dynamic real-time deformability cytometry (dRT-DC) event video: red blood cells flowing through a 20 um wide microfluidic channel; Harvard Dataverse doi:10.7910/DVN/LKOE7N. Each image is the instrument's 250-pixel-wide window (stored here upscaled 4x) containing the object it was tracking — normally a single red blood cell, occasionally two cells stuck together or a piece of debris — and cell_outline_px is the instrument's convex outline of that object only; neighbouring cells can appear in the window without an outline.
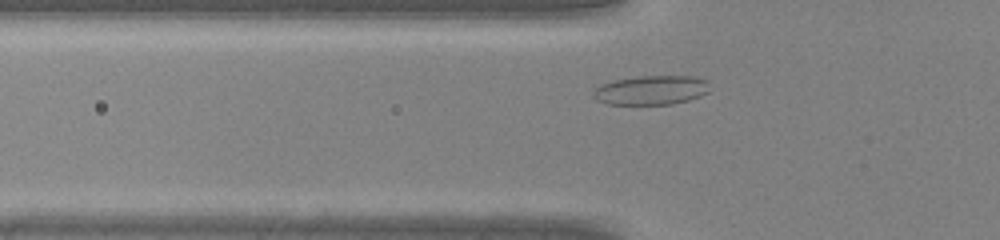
{"species": "common noctule bat (a hibernating species)", "species_latin": "Nyctalus noctula", "temperature_condition": "warm", "stored_images_in_passage": 30, "camera_frame_rate_fps": 3000, "um_per_image_px": 0.085, "animal": {"sex": "male", "body_mass_g": 20.0, "forearm_length_mm": 53.3}, "frame": {"image": 1, "passage_image": 6, "time_ms": 1.667, "image_size_px": [1000, 240], "cell_outline_px": [[708, 92], [700, 96], [688, 100], [672, 104], [608, 104], [596, 100], [592, 96], [592, 92], [600, 84], [612, 80], [640, 76], [696, 76], [708, 80]], "centroid_in_image_um": [55.33, 7.65], "position_along_channel_um": 70.5, "area_um2": 20.0}}
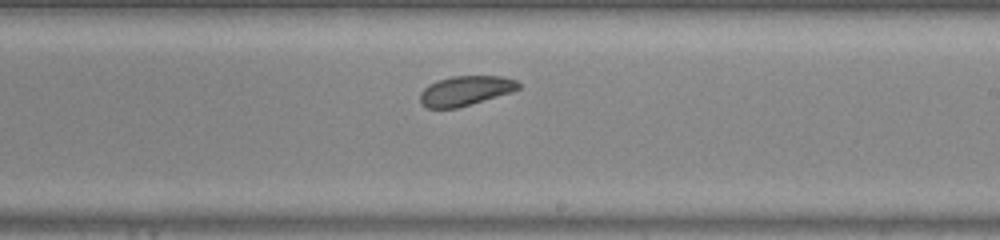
{"frame": {"image": 2, "passage_image": 18, "time_ms": 5.667, "image_size_px": [1000, 240], "cell_outline_px": [[520, 88], [512, 92], [456, 108], [428, 108], [420, 104], [420, 92], [428, 84], [436, 80], [452, 76], [504, 76], [516, 80], [520, 84]], "centroid_in_image_um": [39.54, 7.7], "position_along_channel_um": 249.5, "area_um2": 17.11}}
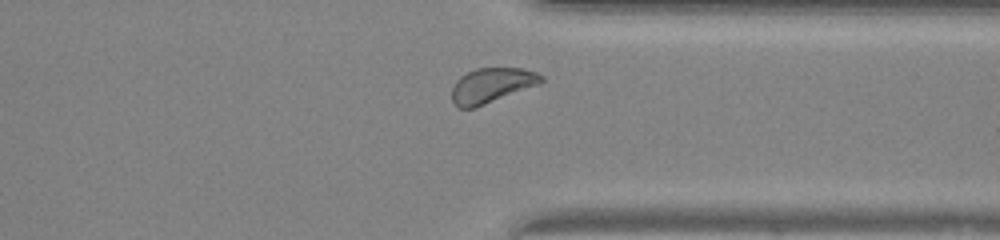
{"frame": {"image": 3, "passage_image": 26, "time_ms": 8.333, "image_size_px": [1000, 240], "cell_outline_px": [[544, 80], [540, 84], [476, 108], [460, 108], [452, 100], [452, 88], [456, 80], [460, 76], [476, 68], [520, 68], [536, 72], [544, 76]], "centroid_in_image_um": [41.8, 7.26], "position_along_channel_um": 369.6, "area_um2": 18.26}}